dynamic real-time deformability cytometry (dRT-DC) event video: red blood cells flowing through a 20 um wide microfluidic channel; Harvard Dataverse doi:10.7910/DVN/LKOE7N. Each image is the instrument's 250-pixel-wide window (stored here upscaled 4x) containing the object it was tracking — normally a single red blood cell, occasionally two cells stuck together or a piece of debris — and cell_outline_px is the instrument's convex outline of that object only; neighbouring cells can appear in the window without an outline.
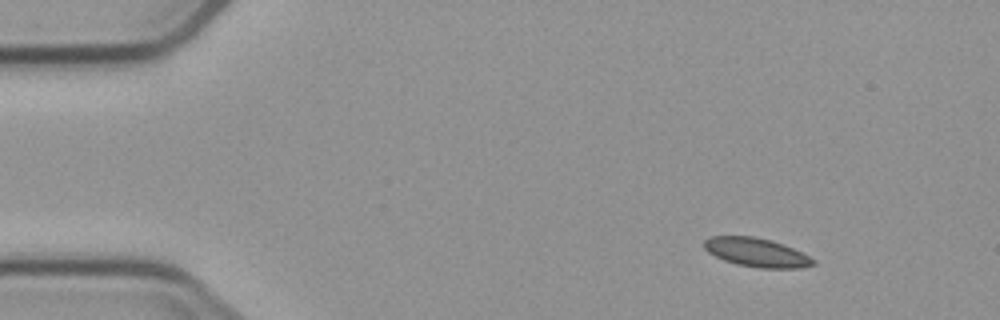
{"species": "common noctule bat (a hibernating species)", "species_latin": "Nyctalus noctula", "temperature_condition": "cold", "stored_images_in_passage": 2, "camera_frame_rate_fps": 3000, "um_per_image_px": 0.085, "animal": {"sex": "male", "body_mass_g": 23.1, "forearm_length_mm": 52.7}, "frame": {"image": 1, "passage_image": 2, "time_ms": 4.333, "image_size_px": [1000, 320], "cell_outline_px": [[816, 264], [800, 268], [760, 268], [736, 264], [724, 260], [708, 252], [704, 248], [704, 240], [708, 236], [752, 236], [772, 240], [784, 244], [816, 260]], "centroid_in_image_um": [64.3, 21.45], "position_along_channel_um": 20.7, "area_um2": 18.32}}